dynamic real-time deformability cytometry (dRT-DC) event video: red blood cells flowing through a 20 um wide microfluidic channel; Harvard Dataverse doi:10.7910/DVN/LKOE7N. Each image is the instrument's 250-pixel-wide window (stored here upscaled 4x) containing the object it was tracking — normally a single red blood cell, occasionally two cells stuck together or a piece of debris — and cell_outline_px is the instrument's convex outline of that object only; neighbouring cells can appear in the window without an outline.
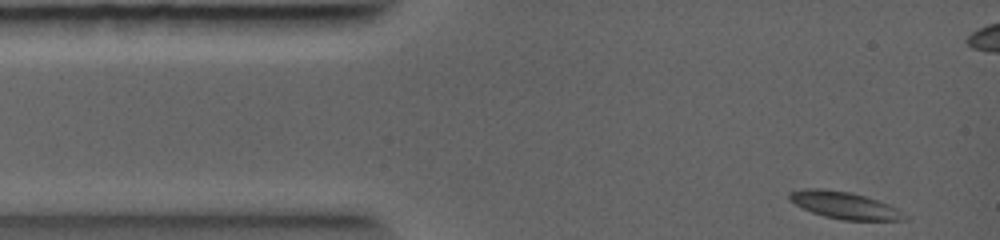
{"species": "common noctule bat (a hibernating species)", "species_latin": "Nyctalus noctula", "temperature_condition": "warm", "stored_images_in_passage": 3, "camera_frame_rate_fps": 5000, "um_per_image_px": 0.085, "animal": {"sex": "female", "body_mass_g": 19.0, "forearm_length_mm": 56.7}, "frame": {"image": 1, "passage_image": 1, "time_ms": 0.0, "image_size_px": [1000, 240], "cell_outline_px": [[908, 220], [844, 220], [824, 216], [812, 212], [788, 200], [788, 192], [800, 188], [824, 188], [852, 192], [888, 204], [896, 208], [908, 216]], "centroid_in_image_um": [71.74, 17.43], "position_along_channel_um": 13.3, "area_um2": 18.21}}